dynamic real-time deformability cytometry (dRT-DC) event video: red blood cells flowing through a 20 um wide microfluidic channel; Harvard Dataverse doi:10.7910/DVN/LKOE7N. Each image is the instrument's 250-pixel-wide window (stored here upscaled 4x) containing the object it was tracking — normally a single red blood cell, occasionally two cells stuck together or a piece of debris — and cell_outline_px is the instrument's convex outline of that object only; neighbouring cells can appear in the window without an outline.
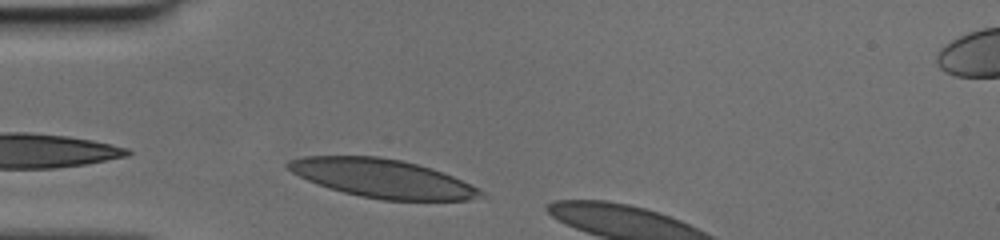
{"species": "human", "species_latin": "Homo sapiens", "temperature_condition": "cold", "stored_images_in_passage": 6, "camera_frame_rate_fps": 3000, "um_per_image_px": 0.085, "donor": {"sex": "female"}, "frame": {"image": 1, "passage_image": 1, "time_ms": 0.0, "image_size_px": [1000, 240], "cell_outline_px": [[484, 196], [468, 200], [384, 200], [360, 196], [328, 188], [308, 180], [284, 168], [284, 164], [288, 160], [304, 156], [380, 156], [400, 160], [432, 168], [452, 176], [480, 188], [484, 192]], "centroid_in_image_um": [32.48, 15.16], "position_along_channel_um": 52.5, "area_um2": 43.23}}
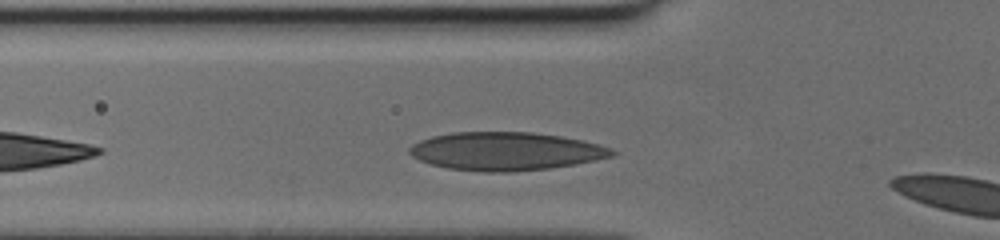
{"frame": {"image": 2, "passage_image": 4, "time_ms": 1.0, "image_size_px": [1000, 240], "cell_outline_px": [[616, 152], [612, 156], [596, 160], [576, 164], [548, 168], [512, 172], [484, 172], [448, 168], [432, 164], [420, 160], [412, 156], [408, 152], [408, 148], [412, 144], [420, 140], [432, 136], [452, 132], [532, 132], [560, 136], [580, 140], [612, 148]], "centroid_in_image_um": [42.96, 12.85], "position_along_channel_um": 82.8, "area_um2": 45.03}}